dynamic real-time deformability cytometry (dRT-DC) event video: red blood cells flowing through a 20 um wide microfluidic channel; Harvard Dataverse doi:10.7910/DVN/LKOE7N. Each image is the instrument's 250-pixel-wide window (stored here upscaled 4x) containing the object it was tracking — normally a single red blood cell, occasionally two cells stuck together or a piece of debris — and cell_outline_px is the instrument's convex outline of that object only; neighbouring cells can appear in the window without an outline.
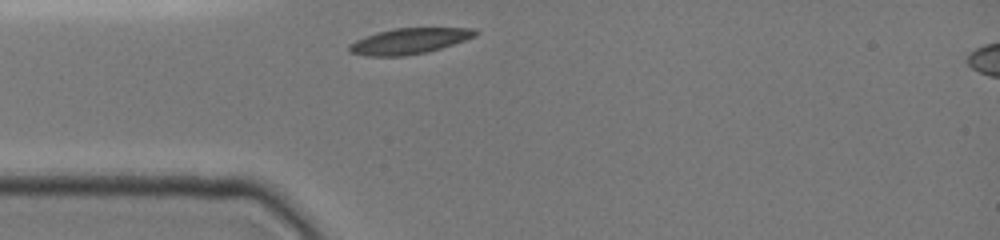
{"species": "common noctule bat (a hibernating species)", "species_latin": "Nyctalus noctula", "temperature_condition": "cold", "stored_images_in_passage": 5, "camera_frame_rate_fps": 3000, "um_per_image_px": 0.085, "animal": {"sex": "female", "body_mass_g": 19.0, "forearm_length_mm": 51.5}, "frame": {"image": 1, "passage_image": 1, "time_ms": 0.0, "image_size_px": [1000, 240], "cell_outline_px": [[480, 32], [476, 36], [428, 52], [404, 56], [364, 56], [348, 52], [348, 44], [356, 40], [376, 32], [392, 28], [476, 28]], "centroid_in_image_um": [34.76, 3.49], "position_along_channel_um": 50.2, "area_um2": 19.07}}
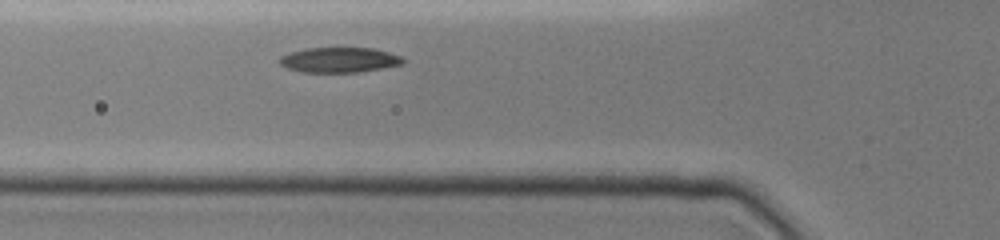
{"frame": {"image": 2, "passage_image": 3, "time_ms": 1.333, "image_size_px": [1000, 240], "cell_outline_px": [[404, 64], [384, 68], [360, 72], [304, 72], [288, 68], [280, 64], [280, 56], [292, 52], [308, 48], [372, 48], [404, 56]], "centroid_in_image_um": [28.91, 5.09], "position_along_channel_um": 96.9, "area_um2": 18.03}}
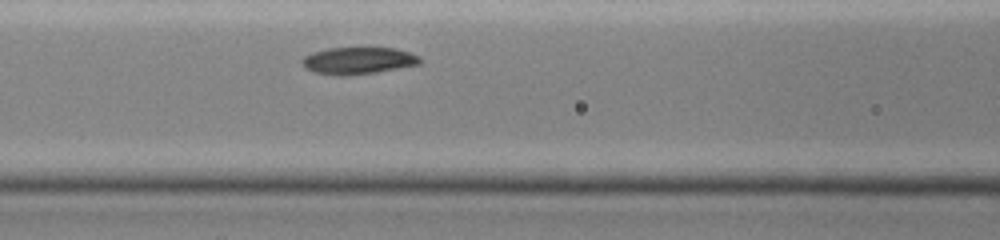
{"frame": {"image": 3, "passage_image": 5, "time_ms": 2.333, "image_size_px": [1000, 240], "cell_outline_px": [[424, 60], [420, 64], [376, 72], [344, 76], [340, 76], [312, 72], [304, 68], [300, 60], [304, 56], [312, 52], [328, 48], [360, 44], [396, 48], [420, 56]], "centroid_in_image_um": [30.44, 5.1], "position_along_channel_um": 136.2, "area_um2": 19.71}}